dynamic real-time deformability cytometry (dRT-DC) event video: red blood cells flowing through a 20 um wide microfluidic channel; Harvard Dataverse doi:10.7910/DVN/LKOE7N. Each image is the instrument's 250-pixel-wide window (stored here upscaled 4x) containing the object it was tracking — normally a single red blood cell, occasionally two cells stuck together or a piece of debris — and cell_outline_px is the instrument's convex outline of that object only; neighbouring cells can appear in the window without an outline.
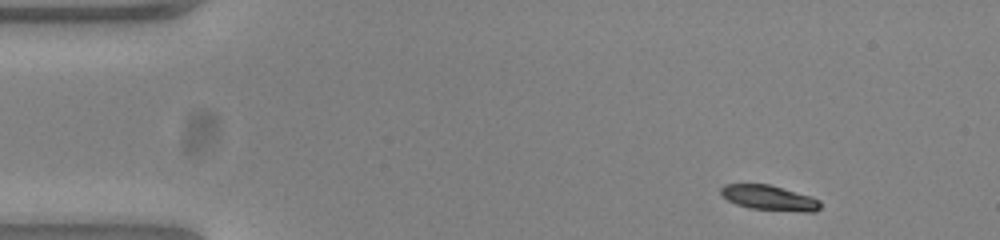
{"species": "common noctule bat (a hibernating species)", "species_latin": "Nyctalus noctula", "temperature_condition": "warm", "stored_images_in_passage": 48, "camera_frame_rate_fps": 3000, "um_per_image_px": 0.085, "animal": {"sex": "female", "body_mass_g": 23.0, "forearm_length_mm": 53.4}, "frame": {"image": 1, "passage_image": 1, "time_ms": 0.0, "image_size_px": [1000, 240], "cell_outline_px": [[820, 208], [816, 212], [804, 212], [748, 208], [736, 204], [720, 196], [720, 188], [724, 184], [768, 184], [812, 196], [820, 200]], "centroid_in_image_um": [65.38, 16.82], "position_along_channel_um": 19.6, "area_um2": 14.68}}
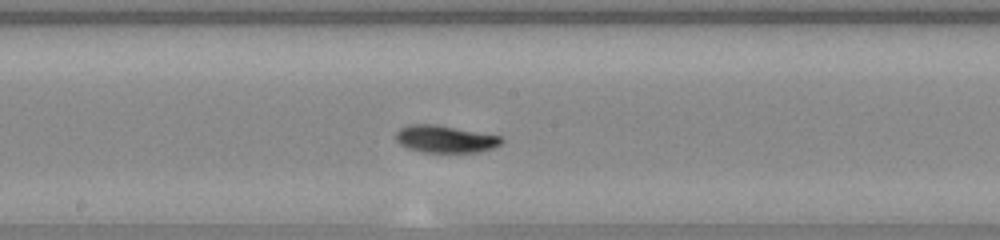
{"frame": {"image": 2, "passage_image": 23, "time_ms": 7.333, "image_size_px": [1000, 240], "cell_outline_px": [[504, 140], [500, 144], [492, 148], [480, 152], [424, 152], [408, 148], [400, 144], [396, 140], [396, 132], [400, 128], [408, 124], [436, 124], [500, 136]], "centroid_in_image_um": [37.82, 11.81], "position_along_channel_um": 210.4, "area_um2": 16.7}}
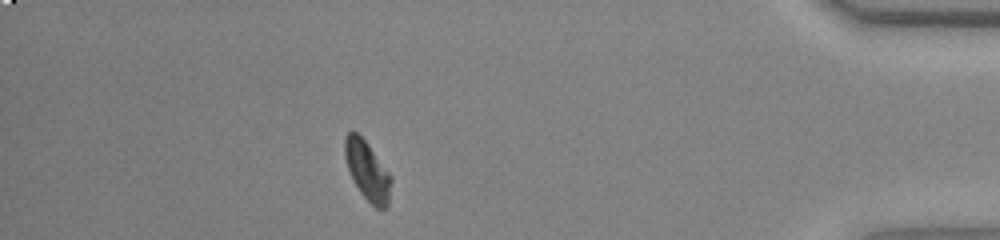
{"frame": {"image": 3, "passage_image": 42, "time_ms": 13.667, "image_size_px": [1000, 240], "cell_outline_px": [[392, 180], [388, 208], [376, 208], [360, 192], [352, 180], [344, 156], [344, 140], [348, 132], [352, 128], [368, 144], [392, 176]], "centroid_in_image_um": [31.23, 14.5], "position_along_channel_um": 404.0, "area_um2": 16.07}, "authors_computed_cell_mechanics": {"area_um2": 16.0684, "velocity_mm_per_s": 3.8309, "shape_relaxation_time_tau1_ms": 2.7237, "shape_relaxation_time_tau2_ms": 1.5742, "deformation_change_tau1": 0.1574, "deformation_change_tau2": 0.0617}}